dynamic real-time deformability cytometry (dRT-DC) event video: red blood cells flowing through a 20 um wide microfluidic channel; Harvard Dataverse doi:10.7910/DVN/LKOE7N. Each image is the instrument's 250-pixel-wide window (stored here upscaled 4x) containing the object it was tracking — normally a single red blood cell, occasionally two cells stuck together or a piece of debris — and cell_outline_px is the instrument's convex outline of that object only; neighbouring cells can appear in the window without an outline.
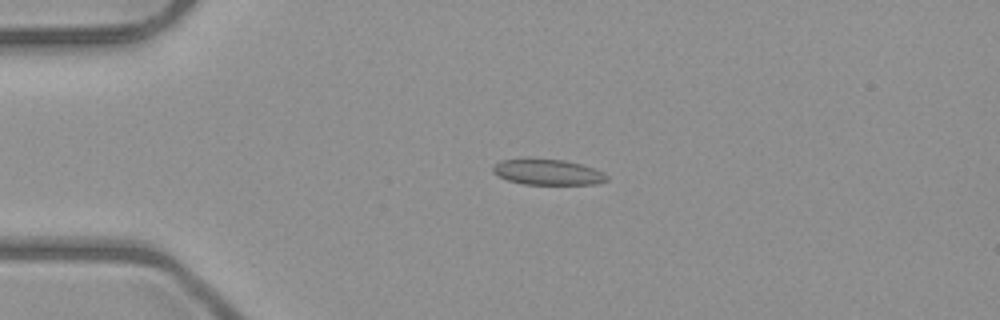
{"species": "common noctule bat (a hibernating species)", "species_latin": "Nyctalus noctula", "temperature_condition": "room temperature", "stored_images_in_passage": 4, "camera_frame_rate_fps": 3000, "um_per_image_px": 0.085, "animal": {"sex": "male", "body_mass_g": 23.1, "forearm_length_mm": 52.7}, "frame": {"image": 1, "passage_image": 3, "time_ms": 2.333, "image_size_px": [1000, 320], "cell_outline_px": [[608, 180], [596, 184], [524, 184], [508, 180], [492, 172], [492, 168], [500, 160], [564, 160], [596, 168], [604, 172], [608, 176]], "centroid_in_image_um": [46.62, 14.65], "position_along_channel_um": 38.4, "area_um2": 16.65}}